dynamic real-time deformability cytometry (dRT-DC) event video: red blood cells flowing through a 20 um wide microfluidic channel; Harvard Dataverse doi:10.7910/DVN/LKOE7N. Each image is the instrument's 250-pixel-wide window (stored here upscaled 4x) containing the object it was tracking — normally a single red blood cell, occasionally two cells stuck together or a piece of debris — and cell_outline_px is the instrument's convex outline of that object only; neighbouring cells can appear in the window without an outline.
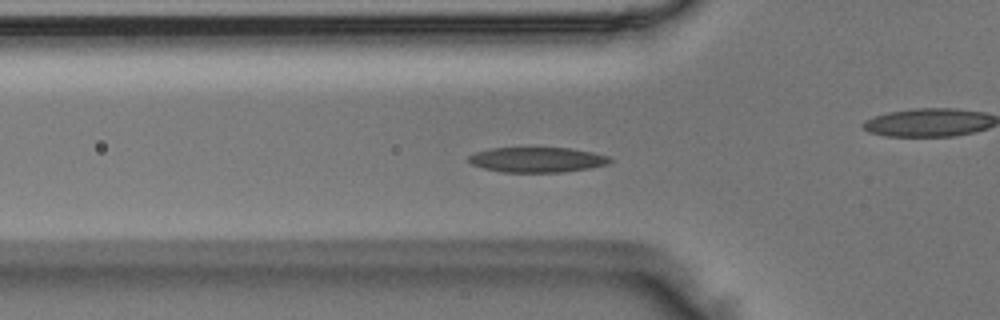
{"species": "Egyptian fruit bat (a non-hibernating species)", "species_latin": "Rousettus aegyptiacus", "temperature_condition": "room temperature", "stored_images_in_passage": 41, "camera_frame_rate_fps": 3000, "um_per_image_px": 0.085, "animal": {"sex": "male"}, "frame": {"image": 1, "passage_image": 7, "time_ms": 2.0, "image_size_px": [1000, 320], "cell_outline_px": [[612, 160], [608, 164], [588, 168], [560, 172], [500, 172], [484, 168], [472, 164], [468, 160], [468, 156], [476, 152], [492, 148], [568, 148], [592, 152], [608, 156]], "centroid_in_image_um": [45.64, 13.58], "position_along_channel_um": 80.2, "area_um2": 20.46}}
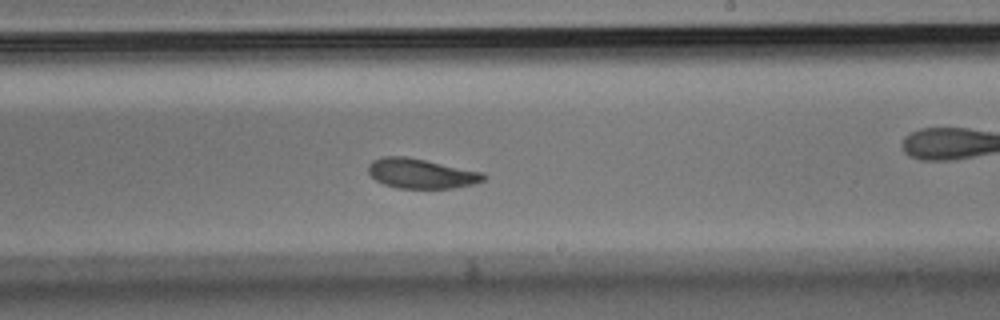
{"frame": {"image": 2, "passage_image": 20, "time_ms": 6.333, "image_size_px": [1000, 320], "cell_outline_px": [[488, 176], [484, 180], [472, 184], [452, 188], [396, 188], [384, 184], [376, 180], [368, 172], [368, 164], [372, 160], [380, 156], [408, 156], [484, 172]], "centroid_in_image_um": [35.79, 14.73], "position_along_channel_um": 253.2, "area_um2": 20.23}}
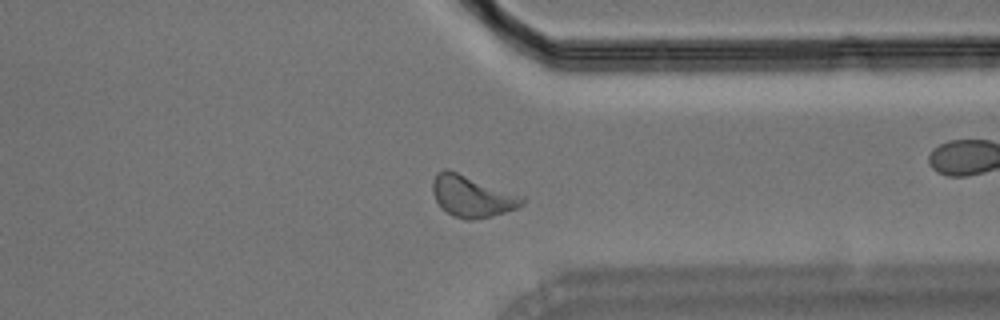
{"frame": {"image": 3, "passage_image": 29, "time_ms": 9.333, "image_size_px": [1000, 320], "cell_outline_px": [[528, 200], [524, 204], [516, 208], [492, 216], [472, 220], [468, 220], [452, 216], [440, 208], [432, 192], [432, 180], [436, 172], [444, 168], [448, 168], [528, 196]], "centroid_in_image_um": [40.16, 16.65], "position_along_channel_um": 371.2, "area_um2": 22.54}}